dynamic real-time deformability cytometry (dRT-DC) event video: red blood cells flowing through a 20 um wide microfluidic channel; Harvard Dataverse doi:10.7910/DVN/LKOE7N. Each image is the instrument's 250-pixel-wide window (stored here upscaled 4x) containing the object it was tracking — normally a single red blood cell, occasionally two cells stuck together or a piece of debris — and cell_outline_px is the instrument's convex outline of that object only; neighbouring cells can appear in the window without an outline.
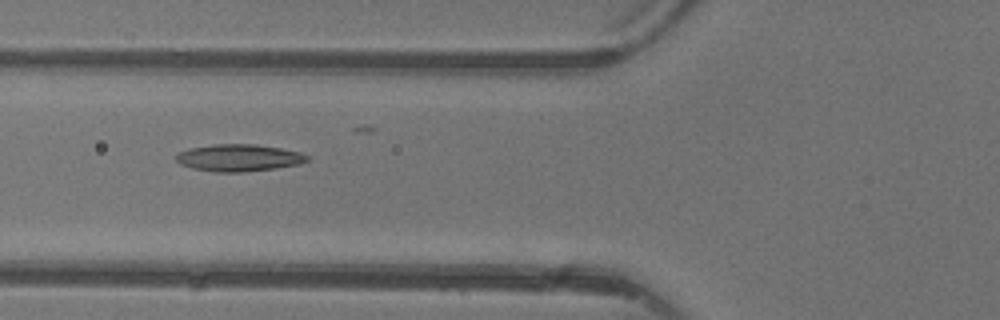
{"species": "common noctule bat (a hibernating species)", "species_latin": "Nyctalus noctula", "temperature_condition": "warm", "stored_images_in_passage": 2, "camera_frame_rate_fps": 3000, "um_per_image_px": 0.085, "animal": {"sex": "female"}, "frame": {"image": 1, "passage_image": 2, "time_ms": 1.0, "image_size_px": [1000, 320], "cell_outline_px": [[308, 160], [296, 164], [276, 168], [244, 172], [216, 172], [192, 168], [180, 164], [176, 160], [176, 156], [180, 152], [188, 148], [216, 144], [256, 144], [280, 148], [300, 152], [308, 156]], "centroid_in_image_um": [20.27, 13.41], "position_along_channel_um": 105.5, "area_um2": 20.52}}